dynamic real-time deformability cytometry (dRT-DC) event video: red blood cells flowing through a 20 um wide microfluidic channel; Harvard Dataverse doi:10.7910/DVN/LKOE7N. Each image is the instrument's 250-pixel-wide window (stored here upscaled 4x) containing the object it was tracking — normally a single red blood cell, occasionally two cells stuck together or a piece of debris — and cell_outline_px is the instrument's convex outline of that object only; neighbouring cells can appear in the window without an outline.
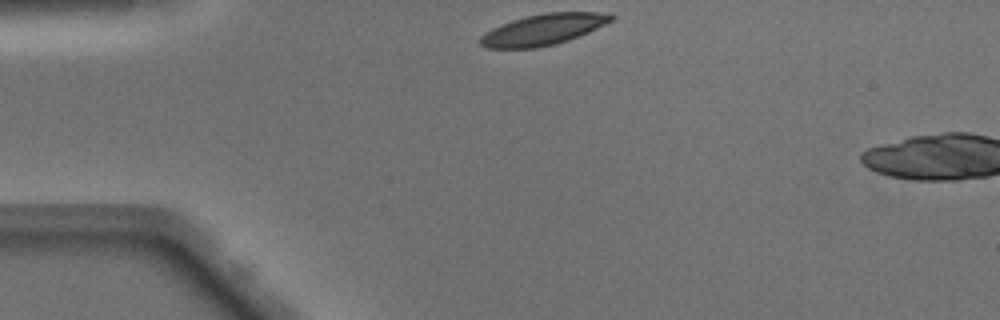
{"species": "Egyptian fruit bat (a non-hibernating species)", "species_latin": "Rousettus aegyptiacus", "temperature_condition": "warm", "stored_images_in_passage": 3, "camera_frame_rate_fps": 3000, "um_per_image_px": 0.085, "animal": {"sex": "male"}, "frame": {"image": 1, "passage_image": 1, "time_ms": 0.0, "image_size_px": [1000, 320], "cell_outline_px": [[616, 16], [612, 20], [588, 32], [568, 40], [556, 44], [536, 48], [484, 48], [480, 44], [480, 36], [492, 28], [500, 24], [524, 16], [544, 12], [612, 12]], "centroid_in_image_um": [46.17, 2.5], "position_along_channel_um": 38.8, "area_um2": 23.81}}